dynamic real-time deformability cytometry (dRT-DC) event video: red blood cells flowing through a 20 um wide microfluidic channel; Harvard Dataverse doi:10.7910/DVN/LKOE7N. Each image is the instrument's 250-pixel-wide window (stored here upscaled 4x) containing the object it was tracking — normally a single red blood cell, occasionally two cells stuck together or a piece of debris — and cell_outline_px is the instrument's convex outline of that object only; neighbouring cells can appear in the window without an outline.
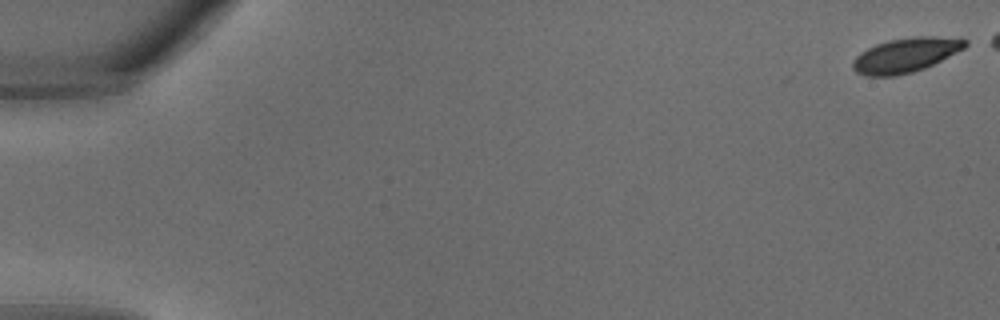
{"species": "common noctule bat (a hibernating species)", "species_latin": "Nyctalus noctula", "temperature_condition": "warm", "stored_images_in_passage": 9, "camera_frame_rate_fps": 3000, "um_per_image_px": 0.085, "animal": {"sex": "male", "body_mass_g": 18.8}, "frame": {"image": 1, "passage_image": 1, "time_ms": 0.0, "image_size_px": [1000, 320], "cell_outline_px": [[968, 44], [964, 48], [924, 68], [912, 72], [896, 76], [864, 76], [856, 72], [852, 68], [852, 60], [860, 52], [876, 44], [888, 40], [912, 36], [960, 36], [968, 40]], "centroid_in_image_um": [76.99, 4.66], "position_along_channel_um": 8.0, "area_um2": 22.89}}